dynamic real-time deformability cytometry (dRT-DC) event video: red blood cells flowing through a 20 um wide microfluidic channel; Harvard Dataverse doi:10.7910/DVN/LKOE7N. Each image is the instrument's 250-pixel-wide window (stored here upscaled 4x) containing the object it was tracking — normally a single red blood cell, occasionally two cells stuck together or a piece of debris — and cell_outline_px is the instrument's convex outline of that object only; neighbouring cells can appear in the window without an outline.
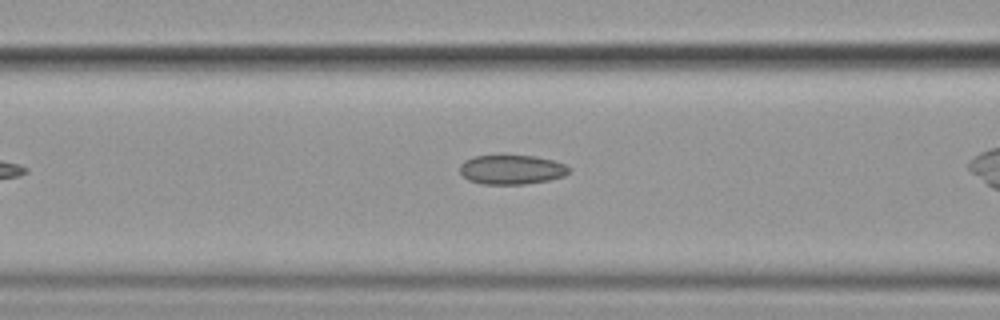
{"species": "common noctule bat (a hibernating species)", "species_latin": "Nyctalus noctula", "temperature_condition": "cold", "stored_images_in_passage": 28, "camera_frame_rate_fps": 3000, "um_per_image_px": 0.085, "animal": {"sex": "female", "body_mass_g": 19.9}, "frame": {"image": 1, "passage_image": 6, "time_ms": 1.667, "image_size_px": [1000, 320], "cell_outline_px": [[568, 172], [564, 176], [548, 180], [524, 184], [480, 184], [468, 180], [460, 172], [460, 164], [464, 160], [472, 156], [536, 156], [552, 160], [564, 164], [568, 168]], "centroid_in_image_um": [43.44, 14.42], "position_along_channel_um": 123.2, "area_um2": 18.55}}
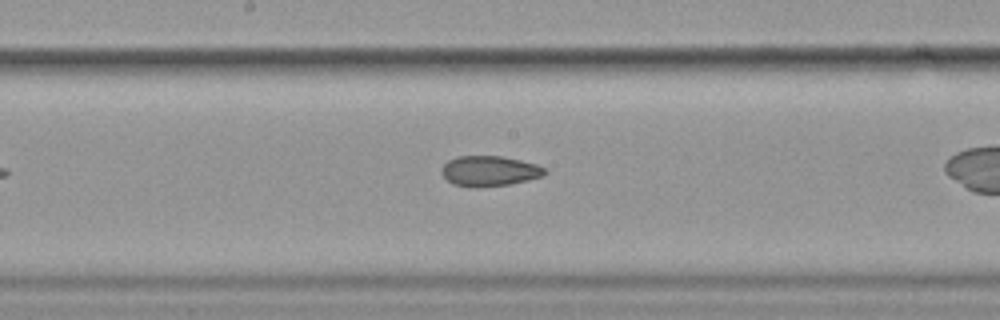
{"frame": {"image": 2, "passage_image": 13, "time_ms": 4.0, "image_size_px": [1000, 320], "cell_outline_px": [[548, 172], [544, 176], [528, 180], [508, 184], [476, 188], [468, 188], [452, 184], [440, 172], [440, 168], [448, 160], [456, 156], [500, 156], [520, 160], [536, 164], [544, 168]], "centroid_in_image_um": [41.57, 14.54], "position_along_channel_um": 206.6, "area_um2": 18.44}}
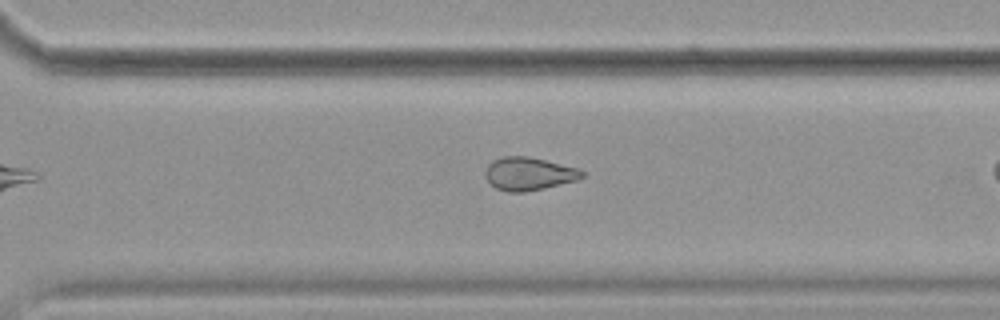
{"frame": {"image": 3, "passage_image": 23, "time_ms": 7.333, "image_size_px": [1000, 320], "cell_outline_px": [[584, 176], [576, 180], [544, 188], [524, 192], [508, 192], [496, 188], [484, 176], [484, 172], [488, 164], [492, 160], [504, 156], [528, 156], [576, 168], [584, 172]], "centroid_in_image_um": [44.9, 14.77], "position_along_channel_um": 325.7, "area_um2": 18.44}}